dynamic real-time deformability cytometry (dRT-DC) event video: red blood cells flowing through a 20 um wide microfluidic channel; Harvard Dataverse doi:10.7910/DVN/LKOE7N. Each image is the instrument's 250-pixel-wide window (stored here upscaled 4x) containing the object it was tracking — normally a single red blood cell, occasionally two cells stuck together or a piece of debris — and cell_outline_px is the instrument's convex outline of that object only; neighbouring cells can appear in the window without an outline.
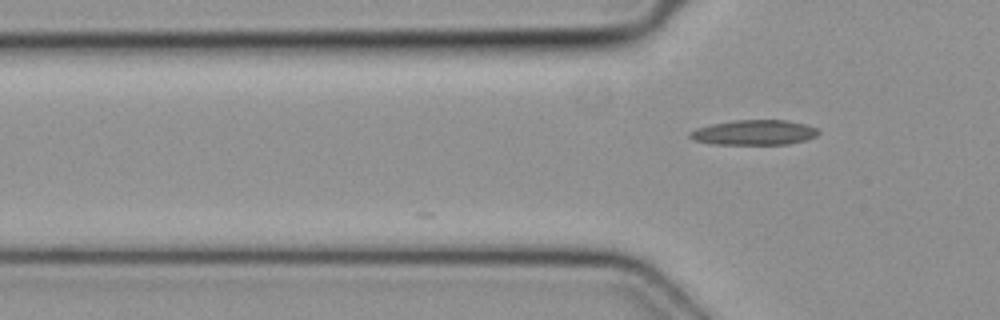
{"species": "common noctule bat (a hibernating species)", "species_latin": "Nyctalus noctula", "temperature_condition": "cold", "stored_images_in_passage": 4, "camera_frame_rate_fps": 3000, "um_per_image_px": 0.085, "animal": {"sex": "female", "body_mass_g": 19.3, "forearm_length_mm": 54.1}, "frame": {"image": 1, "passage_image": 3, "time_ms": 0.667, "image_size_px": [1000, 320], "cell_outline_px": [[820, 132], [816, 136], [804, 140], [788, 144], [712, 144], [692, 140], [688, 136], [688, 132], [696, 128], [712, 124], [732, 120], [788, 120], [804, 124], [816, 128]], "centroid_in_image_um": [64.05, 11.26], "position_along_channel_um": 61.7, "area_um2": 18.79}}